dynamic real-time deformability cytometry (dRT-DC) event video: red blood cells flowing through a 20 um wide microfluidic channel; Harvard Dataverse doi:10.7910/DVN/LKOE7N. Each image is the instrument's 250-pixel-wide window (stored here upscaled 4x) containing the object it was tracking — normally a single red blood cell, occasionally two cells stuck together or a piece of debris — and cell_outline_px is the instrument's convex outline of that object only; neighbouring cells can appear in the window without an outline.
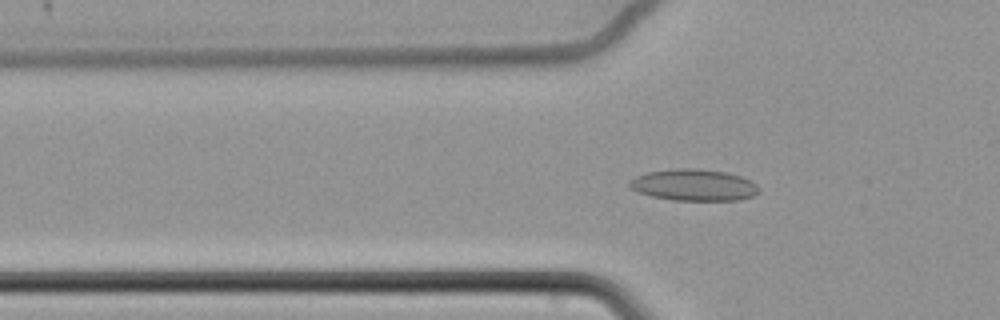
{"species": "common noctule bat (a hibernating species)", "species_latin": "Nyctalus noctula", "temperature_condition": "cold", "stored_images_in_passage": 66, "camera_frame_rate_fps": 3000, "um_per_image_px": 0.085, "animal": {"sex": "female", "body_mass_g": 22.7, "forearm_length_mm": 54.2}, "frame": {"image": 1, "passage_image": 25, "time_ms": 8.0, "image_size_px": [1000, 320], "cell_outline_px": [[760, 192], [752, 196], [736, 200], [672, 200], [652, 196], [636, 192], [628, 184], [628, 180], [636, 176], [648, 172], [680, 168], [692, 168], [728, 172], [740, 176], [756, 184], [760, 188]], "centroid_in_image_um": [58.96, 15.72], "position_along_channel_um": 66.8, "area_um2": 23.76}}
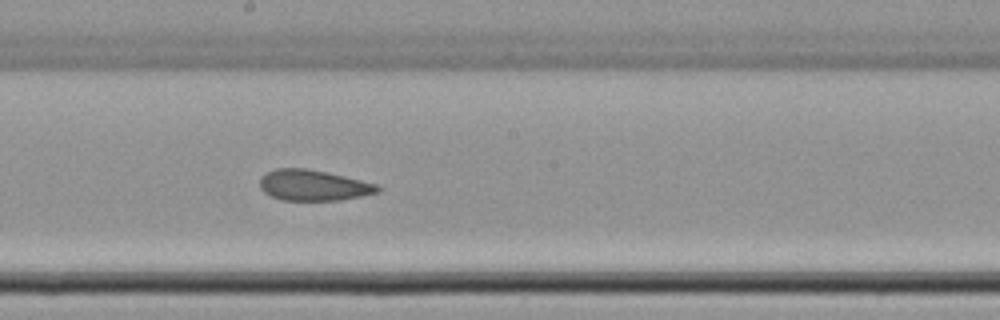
{"frame": {"image": 2, "passage_image": 39, "time_ms": 12.667, "image_size_px": [1000, 320], "cell_outline_px": [[380, 192], [360, 196], [336, 200], [280, 200], [264, 192], [260, 188], [260, 176], [264, 172], [276, 168], [308, 168], [328, 172], [376, 184], [380, 188]], "centroid_in_image_um": [26.58, 15.73], "position_along_channel_um": 221.6, "area_um2": 21.15}}
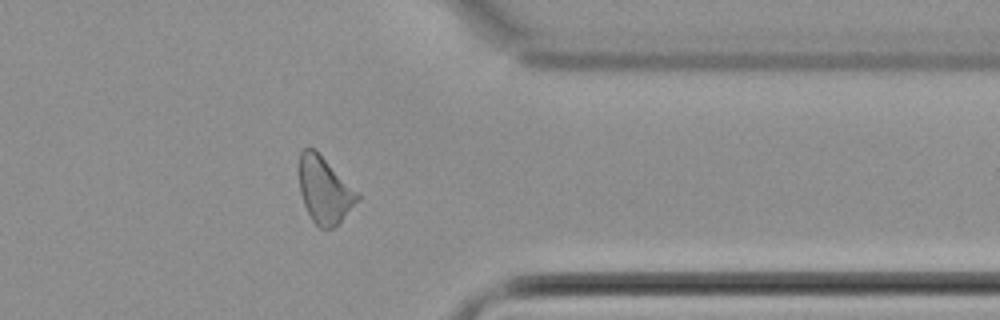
{"frame": {"image": 3, "passage_image": 54, "time_ms": 17.667, "image_size_px": [1000, 320], "cell_outline_px": [[360, 200], [332, 228], [320, 228], [312, 220], [304, 204], [300, 192], [300, 152], [304, 148], [316, 148], [360, 196]], "centroid_in_image_um": [27.57, 16.13], "position_along_channel_um": 383.8, "area_um2": 22.14}, "authors_computed_cell_mechanics": {"area_um2": 23.3512, "velocity_mm_per_s": 3.4026, "shape_relaxation_time_tau1_ms": null, "shape_relaxation_time_tau2_ms": 2.2172, "deformation_change_tau1": null, "deformation_change_tau2": 0.0799}}